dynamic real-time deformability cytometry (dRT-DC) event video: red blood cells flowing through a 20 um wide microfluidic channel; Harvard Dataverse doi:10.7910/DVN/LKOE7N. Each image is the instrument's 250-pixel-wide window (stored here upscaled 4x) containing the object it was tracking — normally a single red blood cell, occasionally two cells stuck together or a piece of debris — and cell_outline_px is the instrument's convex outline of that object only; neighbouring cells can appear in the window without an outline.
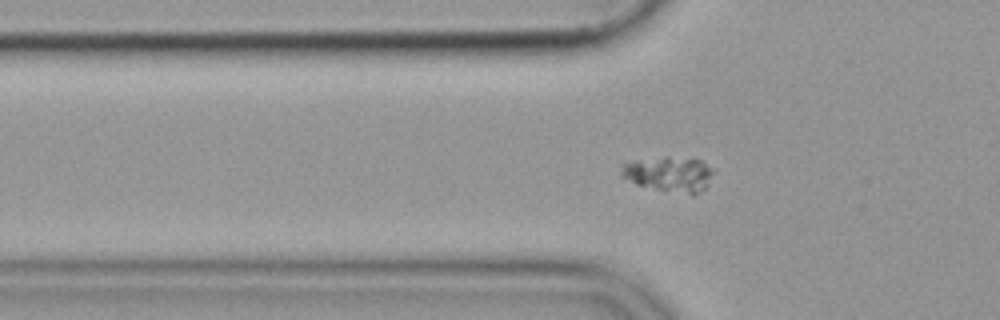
{"species": "common noctule bat (a hibernating species)", "species_latin": "Nyctalus noctula", "temperature_condition": "cold", "stored_images_in_passage": 57, "segment_of_instrument_passage": [1, 2], "camera_frame_rate_fps": 3000, "um_per_image_px": 0.085, "animal": {"sex": "female", "body_mass_g": 19.9}, "frame": {"image": 1, "passage_image": 19, "time_ms": 6.0, "image_size_px": [1000, 320], "cell_outline_px": [[712, 172], [708, 184], [704, 188], [692, 196], [636, 184], [620, 176], [620, 172], [624, 164], [636, 160], [664, 156], [668, 156], [700, 160]], "centroid_in_image_um": [56.83, 14.8], "position_along_channel_um": 69.0, "area_um2": 18.55}}
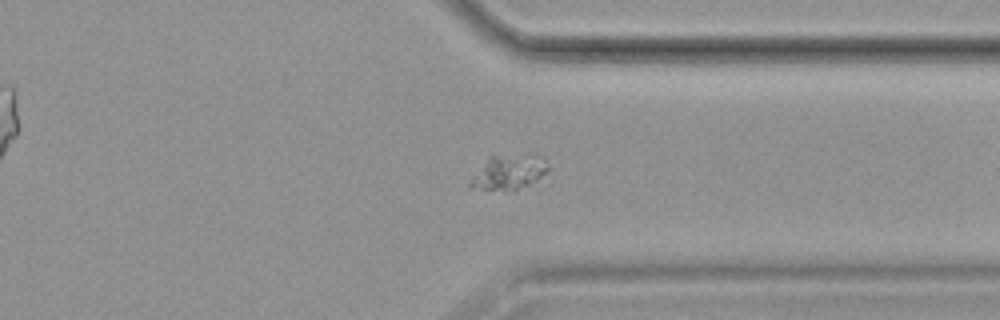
{"frame": {"image": 2, "passage_image": 44, "time_ms": 14.333, "image_size_px": [1000, 320], "cell_outline_px": [[548, 168], [540, 192], [468, 188], [468, 184], [472, 176], [488, 156], [532, 152], [536, 152], [544, 156]], "centroid_in_image_um": [43.46, 14.69], "position_along_channel_um": 367.9, "area_um2": 17.92}}
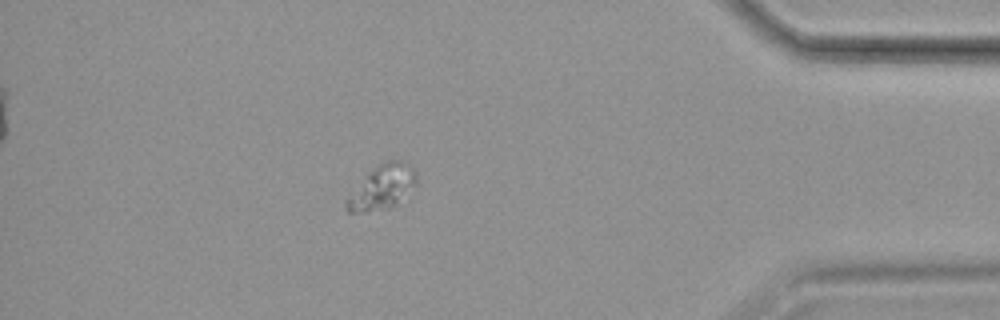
{"frame": {"image": 3, "passage_image": 50, "time_ms": 16.333, "image_size_px": [1000, 320], "cell_outline_px": [[416, 184], [388, 208], [368, 212], [348, 212], [344, 208], [344, 200], [384, 160], [400, 160], [412, 168], [416, 172]], "centroid_in_image_um": [32.45, 15.94], "position_along_channel_um": 402.7, "area_um2": 17.05}}